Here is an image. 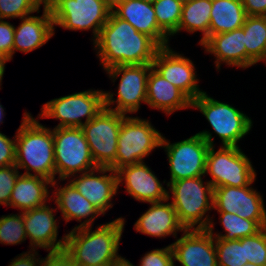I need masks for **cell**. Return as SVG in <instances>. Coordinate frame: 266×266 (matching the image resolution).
Returning <instances> with one entry per match:
<instances>
[{"instance_id": "cell-1", "label": "cell", "mask_w": 266, "mask_h": 266, "mask_svg": "<svg viewBox=\"0 0 266 266\" xmlns=\"http://www.w3.org/2000/svg\"><path fill=\"white\" fill-rule=\"evenodd\" d=\"M91 44L104 71L120 65L152 64L161 48L153 38L138 32L113 12L101 28L98 38Z\"/></svg>"}, {"instance_id": "cell-2", "label": "cell", "mask_w": 266, "mask_h": 266, "mask_svg": "<svg viewBox=\"0 0 266 266\" xmlns=\"http://www.w3.org/2000/svg\"><path fill=\"white\" fill-rule=\"evenodd\" d=\"M127 219L120 216L110 222L95 226L66 230L64 250L68 253L74 266L110 265L119 259L125 223ZM94 229V230H93Z\"/></svg>"}, {"instance_id": "cell-3", "label": "cell", "mask_w": 266, "mask_h": 266, "mask_svg": "<svg viewBox=\"0 0 266 266\" xmlns=\"http://www.w3.org/2000/svg\"><path fill=\"white\" fill-rule=\"evenodd\" d=\"M21 121L16 129V167L25 170L21 174L40 176L53 183L56 180V169L52 127L40 123L27 110Z\"/></svg>"}, {"instance_id": "cell-4", "label": "cell", "mask_w": 266, "mask_h": 266, "mask_svg": "<svg viewBox=\"0 0 266 266\" xmlns=\"http://www.w3.org/2000/svg\"><path fill=\"white\" fill-rule=\"evenodd\" d=\"M228 103L211 97L206 91L192 101V110L200 111L212 128L213 132L205 129L196 133L210 146H216V136L221 140L220 146L240 147L239 142L250 134L254 127L250 116Z\"/></svg>"}, {"instance_id": "cell-5", "label": "cell", "mask_w": 266, "mask_h": 266, "mask_svg": "<svg viewBox=\"0 0 266 266\" xmlns=\"http://www.w3.org/2000/svg\"><path fill=\"white\" fill-rule=\"evenodd\" d=\"M167 185V199L185 230L207 229L215 218L210 215L213 211L214 188L205 176L181 179Z\"/></svg>"}, {"instance_id": "cell-6", "label": "cell", "mask_w": 266, "mask_h": 266, "mask_svg": "<svg viewBox=\"0 0 266 266\" xmlns=\"http://www.w3.org/2000/svg\"><path fill=\"white\" fill-rule=\"evenodd\" d=\"M152 64L120 65L105 70L117 91L104 90V107L115 112L132 116L146 105L147 80ZM119 79V80H118ZM114 95L117 96L114 98Z\"/></svg>"}, {"instance_id": "cell-7", "label": "cell", "mask_w": 266, "mask_h": 266, "mask_svg": "<svg viewBox=\"0 0 266 266\" xmlns=\"http://www.w3.org/2000/svg\"><path fill=\"white\" fill-rule=\"evenodd\" d=\"M54 29L91 31L94 42L107 23L112 9L103 0H48Z\"/></svg>"}, {"instance_id": "cell-8", "label": "cell", "mask_w": 266, "mask_h": 266, "mask_svg": "<svg viewBox=\"0 0 266 266\" xmlns=\"http://www.w3.org/2000/svg\"><path fill=\"white\" fill-rule=\"evenodd\" d=\"M104 108V89L74 92L42 104L37 118L59 120L55 128H81Z\"/></svg>"}, {"instance_id": "cell-9", "label": "cell", "mask_w": 266, "mask_h": 266, "mask_svg": "<svg viewBox=\"0 0 266 266\" xmlns=\"http://www.w3.org/2000/svg\"><path fill=\"white\" fill-rule=\"evenodd\" d=\"M163 133L148 119L125 116L118 134L116 171L127 165L145 161L161 148Z\"/></svg>"}, {"instance_id": "cell-10", "label": "cell", "mask_w": 266, "mask_h": 266, "mask_svg": "<svg viewBox=\"0 0 266 266\" xmlns=\"http://www.w3.org/2000/svg\"><path fill=\"white\" fill-rule=\"evenodd\" d=\"M254 167L241 147L210 146L205 177L209 175L207 180L213 188L248 186L257 177Z\"/></svg>"}, {"instance_id": "cell-11", "label": "cell", "mask_w": 266, "mask_h": 266, "mask_svg": "<svg viewBox=\"0 0 266 266\" xmlns=\"http://www.w3.org/2000/svg\"><path fill=\"white\" fill-rule=\"evenodd\" d=\"M52 131L56 180H67L97 168L82 128L53 127Z\"/></svg>"}, {"instance_id": "cell-12", "label": "cell", "mask_w": 266, "mask_h": 266, "mask_svg": "<svg viewBox=\"0 0 266 266\" xmlns=\"http://www.w3.org/2000/svg\"><path fill=\"white\" fill-rule=\"evenodd\" d=\"M125 116L104 107L81 127L97 167H109L116 172L118 134Z\"/></svg>"}, {"instance_id": "cell-13", "label": "cell", "mask_w": 266, "mask_h": 266, "mask_svg": "<svg viewBox=\"0 0 266 266\" xmlns=\"http://www.w3.org/2000/svg\"><path fill=\"white\" fill-rule=\"evenodd\" d=\"M210 145L198 134L178 142H171L163 134V149L169 163L170 179L167 182L205 176L206 157Z\"/></svg>"}, {"instance_id": "cell-14", "label": "cell", "mask_w": 266, "mask_h": 266, "mask_svg": "<svg viewBox=\"0 0 266 266\" xmlns=\"http://www.w3.org/2000/svg\"><path fill=\"white\" fill-rule=\"evenodd\" d=\"M257 177L243 187L221 186L213 191V210L237 214L266 227V206L263 193L253 186ZM262 194V195H261Z\"/></svg>"}, {"instance_id": "cell-15", "label": "cell", "mask_w": 266, "mask_h": 266, "mask_svg": "<svg viewBox=\"0 0 266 266\" xmlns=\"http://www.w3.org/2000/svg\"><path fill=\"white\" fill-rule=\"evenodd\" d=\"M195 65L194 61L174 50L171 45L161 47L152 61V68L192 101L205 92L200 88L201 80Z\"/></svg>"}, {"instance_id": "cell-16", "label": "cell", "mask_w": 266, "mask_h": 266, "mask_svg": "<svg viewBox=\"0 0 266 266\" xmlns=\"http://www.w3.org/2000/svg\"><path fill=\"white\" fill-rule=\"evenodd\" d=\"M49 204V205H48ZM57 208L50 202L39 208L23 212L24 228L29 239V251L44 249L58 251L65 247L66 234L58 239L60 220L55 213Z\"/></svg>"}, {"instance_id": "cell-17", "label": "cell", "mask_w": 266, "mask_h": 266, "mask_svg": "<svg viewBox=\"0 0 266 266\" xmlns=\"http://www.w3.org/2000/svg\"><path fill=\"white\" fill-rule=\"evenodd\" d=\"M116 173L118 188L124 186L125 192L132 199L143 204L167 199V180L160 181L145 161L123 166Z\"/></svg>"}, {"instance_id": "cell-18", "label": "cell", "mask_w": 266, "mask_h": 266, "mask_svg": "<svg viewBox=\"0 0 266 266\" xmlns=\"http://www.w3.org/2000/svg\"><path fill=\"white\" fill-rule=\"evenodd\" d=\"M81 195L104 216L113 208V199L119 195L117 173L109 167H97L67 179Z\"/></svg>"}, {"instance_id": "cell-19", "label": "cell", "mask_w": 266, "mask_h": 266, "mask_svg": "<svg viewBox=\"0 0 266 266\" xmlns=\"http://www.w3.org/2000/svg\"><path fill=\"white\" fill-rule=\"evenodd\" d=\"M51 195V201L54 202L52 205H56L58 213H61L59 218H62L65 224L73 220L79 223L71 229L94 226L95 220L103 217L99 210L68 180H55L52 183Z\"/></svg>"}, {"instance_id": "cell-20", "label": "cell", "mask_w": 266, "mask_h": 266, "mask_svg": "<svg viewBox=\"0 0 266 266\" xmlns=\"http://www.w3.org/2000/svg\"><path fill=\"white\" fill-rule=\"evenodd\" d=\"M170 245L174 266H218L215 238L207 229L184 230Z\"/></svg>"}, {"instance_id": "cell-21", "label": "cell", "mask_w": 266, "mask_h": 266, "mask_svg": "<svg viewBox=\"0 0 266 266\" xmlns=\"http://www.w3.org/2000/svg\"><path fill=\"white\" fill-rule=\"evenodd\" d=\"M244 30L239 28L230 32L209 36L200 46L204 54L214 57V67L220 72L222 65L246 70V48Z\"/></svg>"}, {"instance_id": "cell-22", "label": "cell", "mask_w": 266, "mask_h": 266, "mask_svg": "<svg viewBox=\"0 0 266 266\" xmlns=\"http://www.w3.org/2000/svg\"><path fill=\"white\" fill-rule=\"evenodd\" d=\"M42 15L34 13L20 18V23L15 26L13 57L17 51L28 54L45 46L55 36L54 23L47 5H43Z\"/></svg>"}, {"instance_id": "cell-23", "label": "cell", "mask_w": 266, "mask_h": 266, "mask_svg": "<svg viewBox=\"0 0 266 266\" xmlns=\"http://www.w3.org/2000/svg\"><path fill=\"white\" fill-rule=\"evenodd\" d=\"M148 205L149 208L134 222L135 232L159 239L172 236L176 240L185 228L179 223L172 203L165 199Z\"/></svg>"}, {"instance_id": "cell-24", "label": "cell", "mask_w": 266, "mask_h": 266, "mask_svg": "<svg viewBox=\"0 0 266 266\" xmlns=\"http://www.w3.org/2000/svg\"><path fill=\"white\" fill-rule=\"evenodd\" d=\"M146 105L167 117L179 110L190 109L192 100L178 87L150 69L147 80Z\"/></svg>"}, {"instance_id": "cell-25", "label": "cell", "mask_w": 266, "mask_h": 266, "mask_svg": "<svg viewBox=\"0 0 266 266\" xmlns=\"http://www.w3.org/2000/svg\"><path fill=\"white\" fill-rule=\"evenodd\" d=\"M112 12L129 22L138 32L147 34L161 47L170 45V38L159 28L152 3L142 0H123Z\"/></svg>"}, {"instance_id": "cell-26", "label": "cell", "mask_w": 266, "mask_h": 266, "mask_svg": "<svg viewBox=\"0 0 266 266\" xmlns=\"http://www.w3.org/2000/svg\"><path fill=\"white\" fill-rule=\"evenodd\" d=\"M52 182L46 178L20 174L11 193L9 207L19 212L32 210L51 201Z\"/></svg>"}, {"instance_id": "cell-27", "label": "cell", "mask_w": 266, "mask_h": 266, "mask_svg": "<svg viewBox=\"0 0 266 266\" xmlns=\"http://www.w3.org/2000/svg\"><path fill=\"white\" fill-rule=\"evenodd\" d=\"M246 18L242 0H212L209 36L242 28Z\"/></svg>"}, {"instance_id": "cell-28", "label": "cell", "mask_w": 266, "mask_h": 266, "mask_svg": "<svg viewBox=\"0 0 266 266\" xmlns=\"http://www.w3.org/2000/svg\"><path fill=\"white\" fill-rule=\"evenodd\" d=\"M212 0H190L182 6L181 19L176 35L187 32L189 35L201 33L200 46L209 37Z\"/></svg>"}, {"instance_id": "cell-29", "label": "cell", "mask_w": 266, "mask_h": 266, "mask_svg": "<svg viewBox=\"0 0 266 266\" xmlns=\"http://www.w3.org/2000/svg\"><path fill=\"white\" fill-rule=\"evenodd\" d=\"M242 28L248 69L266 59V16H247Z\"/></svg>"}, {"instance_id": "cell-30", "label": "cell", "mask_w": 266, "mask_h": 266, "mask_svg": "<svg viewBox=\"0 0 266 266\" xmlns=\"http://www.w3.org/2000/svg\"><path fill=\"white\" fill-rule=\"evenodd\" d=\"M217 214H219L218 223L223 228V232L215 231L216 228L214 227H216L217 221L212 219L207 230L214 238L223 240L242 239L255 235L262 229L254 220L241 218L237 214L228 212H217Z\"/></svg>"}, {"instance_id": "cell-31", "label": "cell", "mask_w": 266, "mask_h": 266, "mask_svg": "<svg viewBox=\"0 0 266 266\" xmlns=\"http://www.w3.org/2000/svg\"><path fill=\"white\" fill-rule=\"evenodd\" d=\"M183 4L177 0H156L153 7L159 28L171 39L176 36Z\"/></svg>"}, {"instance_id": "cell-32", "label": "cell", "mask_w": 266, "mask_h": 266, "mask_svg": "<svg viewBox=\"0 0 266 266\" xmlns=\"http://www.w3.org/2000/svg\"><path fill=\"white\" fill-rule=\"evenodd\" d=\"M218 266H243L245 260V237L236 240L215 238Z\"/></svg>"}, {"instance_id": "cell-33", "label": "cell", "mask_w": 266, "mask_h": 266, "mask_svg": "<svg viewBox=\"0 0 266 266\" xmlns=\"http://www.w3.org/2000/svg\"><path fill=\"white\" fill-rule=\"evenodd\" d=\"M26 239L23 212L0 216V244L15 246L24 243Z\"/></svg>"}, {"instance_id": "cell-34", "label": "cell", "mask_w": 266, "mask_h": 266, "mask_svg": "<svg viewBox=\"0 0 266 266\" xmlns=\"http://www.w3.org/2000/svg\"><path fill=\"white\" fill-rule=\"evenodd\" d=\"M43 5L38 0H0V19H20L40 13Z\"/></svg>"}, {"instance_id": "cell-35", "label": "cell", "mask_w": 266, "mask_h": 266, "mask_svg": "<svg viewBox=\"0 0 266 266\" xmlns=\"http://www.w3.org/2000/svg\"><path fill=\"white\" fill-rule=\"evenodd\" d=\"M245 260L258 266H266V227L255 235L245 237Z\"/></svg>"}, {"instance_id": "cell-36", "label": "cell", "mask_w": 266, "mask_h": 266, "mask_svg": "<svg viewBox=\"0 0 266 266\" xmlns=\"http://www.w3.org/2000/svg\"><path fill=\"white\" fill-rule=\"evenodd\" d=\"M22 173L15 164L0 168V205L9 207L11 193L16 180Z\"/></svg>"}, {"instance_id": "cell-37", "label": "cell", "mask_w": 266, "mask_h": 266, "mask_svg": "<svg viewBox=\"0 0 266 266\" xmlns=\"http://www.w3.org/2000/svg\"><path fill=\"white\" fill-rule=\"evenodd\" d=\"M137 266H174V254L170 244L147 251Z\"/></svg>"}, {"instance_id": "cell-38", "label": "cell", "mask_w": 266, "mask_h": 266, "mask_svg": "<svg viewBox=\"0 0 266 266\" xmlns=\"http://www.w3.org/2000/svg\"><path fill=\"white\" fill-rule=\"evenodd\" d=\"M15 25L8 20L0 19V55L13 59Z\"/></svg>"}, {"instance_id": "cell-39", "label": "cell", "mask_w": 266, "mask_h": 266, "mask_svg": "<svg viewBox=\"0 0 266 266\" xmlns=\"http://www.w3.org/2000/svg\"><path fill=\"white\" fill-rule=\"evenodd\" d=\"M16 133L13 137L0 131V168L15 164Z\"/></svg>"}, {"instance_id": "cell-40", "label": "cell", "mask_w": 266, "mask_h": 266, "mask_svg": "<svg viewBox=\"0 0 266 266\" xmlns=\"http://www.w3.org/2000/svg\"><path fill=\"white\" fill-rule=\"evenodd\" d=\"M46 257L41 256L40 266H74L68 253L62 249L48 251Z\"/></svg>"}, {"instance_id": "cell-41", "label": "cell", "mask_w": 266, "mask_h": 266, "mask_svg": "<svg viewBox=\"0 0 266 266\" xmlns=\"http://www.w3.org/2000/svg\"><path fill=\"white\" fill-rule=\"evenodd\" d=\"M41 255L39 250L27 249L26 252H22L16 255L11 262L8 263V266H40Z\"/></svg>"}, {"instance_id": "cell-42", "label": "cell", "mask_w": 266, "mask_h": 266, "mask_svg": "<svg viewBox=\"0 0 266 266\" xmlns=\"http://www.w3.org/2000/svg\"><path fill=\"white\" fill-rule=\"evenodd\" d=\"M247 16H266V0H242Z\"/></svg>"}, {"instance_id": "cell-43", "label": "cell", "mask_w": 266, "mask_h": 266, "mask_svg": "<svg viewBox=\"0 0 266 266\" xmlns=\"http://www.w3.org/2000/svg\"><path fill=\"white\" fill-rule=\"evenodd\" d=\"M10 62V60L4 56L0 55V90H2V80L5 73L6 63Z\"/></svg>"}, {"instance_id": "cell-44", "label": "cell", "mask_w": 266, "mask_h": 266, "mask_svg": "<svg viewBox=\"0 0 266 266\" xmlns=\"http://www.w3.org/2000/svg\"><path fill=\"white\" fill-rule=\"evenodd\" d=\"M109 266H136L126 257L121 256L119 259L113 261Z\"/></svg>"}, {"instance_id": "cell-45", "label": "cell", "mask_w": 266, "mask_h": 266, "mask_svg": "<svg viewBox=\"0 0 266 266\" xmlns=\"http://www.w3.org/2000/svg\"><path fill=\"white\" fill-rule=\"evenodd\" d=\"M111 9H114L123 0H103Z\"/></svg>"}, {"instance_id": "cell-46", "label": "cell", "mask_w": 266, "mask_h": 266, "mask_svg": "<svg viewBox=\"0 0 266 266\" xmlns=\"http://www.w3.org/2000/svg\"><path fill=\"white\" fill-rule=\"evenodd\" d=\"M6 109L4 108V106L1 104V101H0V126L1 124L3 125L4 122V117L6 116Z\"/></svg>"}, {"instance_id": "cell-47", "label": "cell", "mask_w": 266, "mask_h": 266, "mask_svg": "<svg viewBox=\"0 0 266 266\" xmlns=\"http://www.w3.org/2000/svg\"><path fill=\"white\" fill-rule=\"evenodd\" d=\"M42 5H47L48 0H38Z\"/></svg>"}, {"instance_id": "cell-48", "label": "cell", "mask_w": 266, "mask_h": 266, "mask_svg": "<svg viewBox=\"0 0 266 266\" xmlns=\"http://www.w3.org/2000/svg\"><path fill=\"white\" fill-rule=\"evenodd\" d=\"M243 266H258V265H256V264H253V263H247V264H245V265H243Z\"/></svg>"}, {"instance_id": "cell-49", "label": "cell", "mask_w": 266, "mask_h": 266, "mask_svg": "<svg viewBox=\"0 0 266 266\" xmlns=\"http://www.w3.org/2000/svg\"><path fill=\"white\" fill-rule=\"evenodd\" d=\"M142 1H144V2H148V3H154L156 0H142Z\"/></svg>"}, {"instance_id": "cell-50", "label": "cell", "mask_w": 266, "mask_h": 266, "mask_svg": "<svg viewBox=\"0 0 266 266\" xmlns=\"http://www.w3.org/2000/svg\"><path fill=\"white\" fill-rule=\"evenodd\" d=\"M177 1L181 2L182 4H184V3L189 2L190 0H177Z\"/></svg>"}]
</instances>
